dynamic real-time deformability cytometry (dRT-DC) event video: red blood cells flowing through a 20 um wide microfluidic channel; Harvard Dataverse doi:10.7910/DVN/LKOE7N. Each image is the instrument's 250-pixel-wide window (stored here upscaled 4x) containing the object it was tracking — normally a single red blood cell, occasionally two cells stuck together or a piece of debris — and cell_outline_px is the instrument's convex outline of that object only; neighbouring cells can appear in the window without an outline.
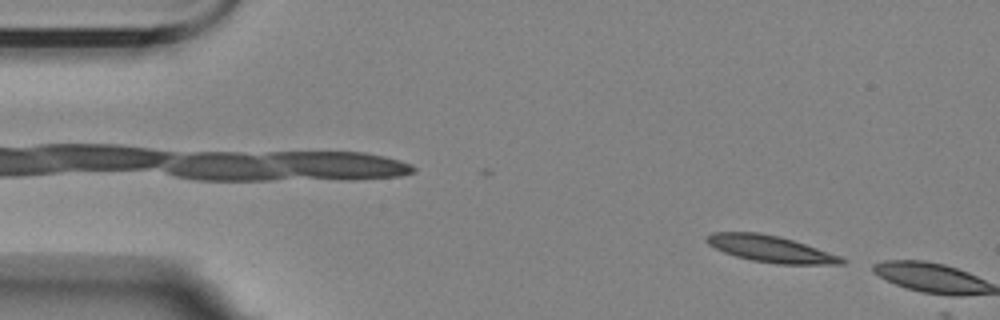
{"species": "Egyptian fruit bat (a non-hibernating species)", "species_latin": "Rousettus aegyptiacus", "temperature_condition": "room temperature", "stored_images_in_passage": 5, "camera_frame_rate_fps": 3000, "um_per_image_px": 0.085, "animal": {"sex": "female"}, "frame": {"image": 1, "passage_image": 5, "time_ms": 4.333, "image_size_px": [1000, 320], "cell_outline_px": [[848, 260], [844, 264], [776, 264], [752, 260], [736, 256], [724, 252], [708, 244], [704, 240], [704, 236], [712, 232], [760, 232], [780, 236], [840, 256]], "centroid_in_image_um": [65.46, 21.14], "position_along_channel_um": 19.5, "area_um2": 20.87}}